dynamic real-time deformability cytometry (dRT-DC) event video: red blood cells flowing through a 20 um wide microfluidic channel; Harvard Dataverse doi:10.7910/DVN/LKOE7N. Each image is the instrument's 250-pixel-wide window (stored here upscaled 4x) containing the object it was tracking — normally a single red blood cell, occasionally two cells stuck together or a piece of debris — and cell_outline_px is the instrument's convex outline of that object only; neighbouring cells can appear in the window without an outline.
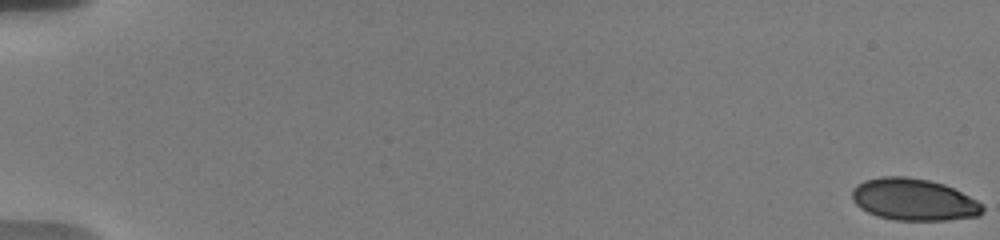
{"species": "human", "species_latin": "Homo sapiens", "temperature_condition": "warm", "stored_images_in_passage": 57, "camera_frame_rate_fps": 3000, "um_per_image_px": 0.085, "donor": {"sex": "male"}, "frame": {"image": 1, "passage_image": 1, "time_ms": 0.0, "image_size_px": [1000, 240], "cell_outline_px": [[984, 212], [980, 216], [948, 220], [896, 220], [876, 216], [860, 208], [852, 200], [852, 188], [864, 180], [884, 176], [908, 176], [928, 180], [944, 184], [976, 200], [984, 208]], "centroid_in_image_um": [77.65, 16.97], "position_along_channel_um": 7.4, "area_um2": 31.91}}
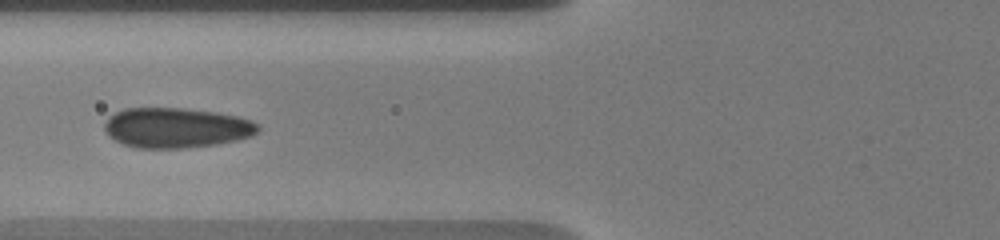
{"frame": {"image": 2, "passage_image": 25, "time_ms": 8.0, "image_size_px": [1000, 240], "cell_outline_px": [[260, 128], [252, 136], [236, 140], [216, 144], [184, 148], [136, 148], [124, 144], [108, 136], [104, 128], [104, 124], [108, 116], [124, 108], [184, 108], [216, 112], [236, 116], [252, 120], [260, 124]], "centroid_in_image_um": [14.98, 10.85], "position_along_channel_um": 110.8, "area_um2": 36.01}}
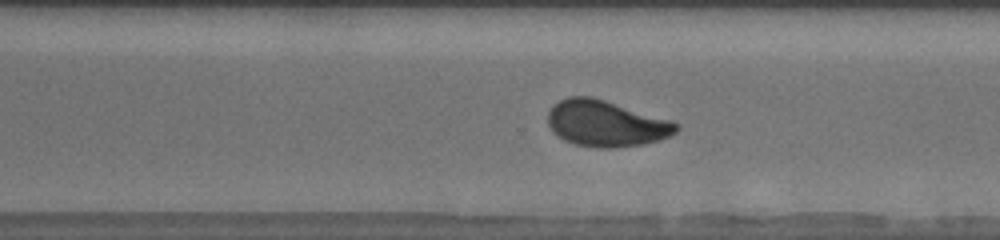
{"frame": {"image": 3, "passage_image": 42, "time_ms": 13.667, "image_size_px": [1000, 240], "cell_outline_px": [[680, 128], [676, 132], [660, 140], [644, 144], [612, 148], [596, 148], [576, 144], [564, 140], [552, 132], [548, 124], [548, 112], [560, 100], [568, 96], [592, 96], [672, 120], [680, 124]], "centroid_in_image_um": [51.53, 10.5], "position_along_channel_um": 319.1, "area_um2": 34.68}, "authors_computed_cell_mechanics": {"area_um2": 33.9286, "velocity_mm_per_s": 3.6819, "shape_relaxation_time_tau1_ms": 8.4129, "shape_relaxation_time_tau2_ms": null, "deformation_change_tau1": 0.1618, "deformation_change_tau2": null}}